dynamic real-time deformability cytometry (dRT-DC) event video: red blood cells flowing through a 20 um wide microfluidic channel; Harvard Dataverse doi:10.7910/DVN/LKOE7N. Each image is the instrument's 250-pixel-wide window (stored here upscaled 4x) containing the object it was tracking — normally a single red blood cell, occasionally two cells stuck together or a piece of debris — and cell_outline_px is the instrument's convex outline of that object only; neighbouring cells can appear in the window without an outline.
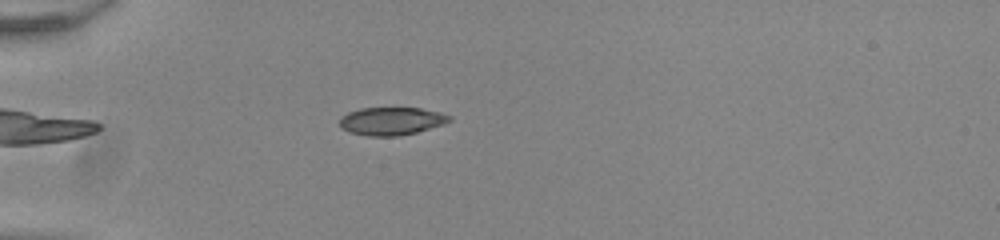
{"species": "common noctule bat (a hibernating species)", "species_latin": "Nyctalus noctula", "temperature_condition": "room temperature", "stored_images_in_passage": 38, "camera_frame_rate_fps": 3000, "um_per_image_px": 0.085, "animal": {"sex": "male", "body_mass_g": 20.0, "forearm_length_mm": 53.3}, "frame": {"image": 1, "passage_image": 1, "time_ms": 0.0, "image_size_px": [1000, 240], "cell_outline_px": [[452, 120], [444, 124], [416, 132], [396, 136], [368, 136], [352, 132], [344, 128], [340, 124], [340, 120], [348, 112], [360, 108], [420, 108], [452, 116]], "centroid_in_image_um": [33.3, 10.29], "position_along_channel_um": 51.7, "area_um2": 17.51}}
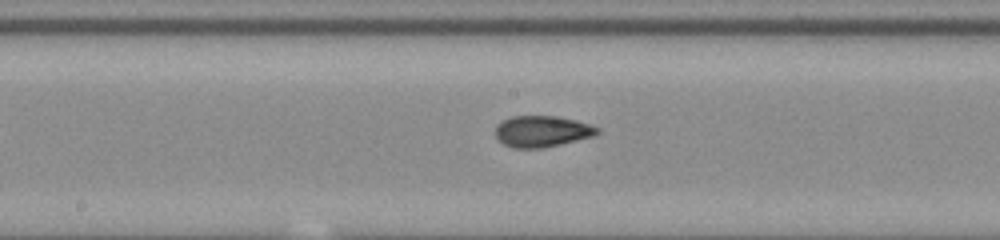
{"frame": {"image": 2, "passage_image": 14, "time_ms": 4.333, "image_size_px": [1000, 240], "cell_outline_px": [[600, 132], [592, 136], [560, 144], [540, 148], [512, 148], [504, 144], [496, 136], [496, 124], [512, 116], [556, 116], [576, 120], [600, 128]], "centroid_in_image_um": [46.06, 11.16], "position_along_channel_um": 202.1, "area_um2": 18.38}}
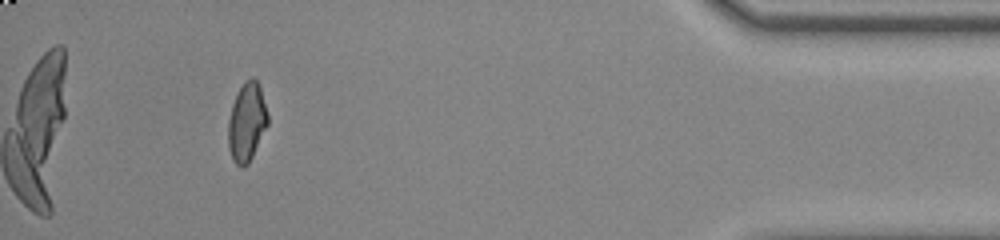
{"frame": {"image": 3, "passage_image": 34, "time_ms": 11.0, "image_size_px": [1000, 240], "cell_outline_px": [[268, 124], [248, 164], [236, 164], [232, 160], [228, 148], [228, 120], [232, 104], [236, 92], [244, 80], [252, 76], [256, 80], [260, 88], [268, 116]], "centroid_in_image_um": [20.95, 10.34], "position_along_channel_um": 414.2, "area_um2": 18.03}, "authors_computed_cell_mechanics": {"area_um2": 18.207, "velocity_mm_per_s": 3.9502, "shape_relaxation_time_tau1_ms": 6.4263, "shape_relaxation_time_tau2_ms": 1.6596, "deformation_change_tau1": 0.1718, "deformation_change_tau2": 0.0639}}